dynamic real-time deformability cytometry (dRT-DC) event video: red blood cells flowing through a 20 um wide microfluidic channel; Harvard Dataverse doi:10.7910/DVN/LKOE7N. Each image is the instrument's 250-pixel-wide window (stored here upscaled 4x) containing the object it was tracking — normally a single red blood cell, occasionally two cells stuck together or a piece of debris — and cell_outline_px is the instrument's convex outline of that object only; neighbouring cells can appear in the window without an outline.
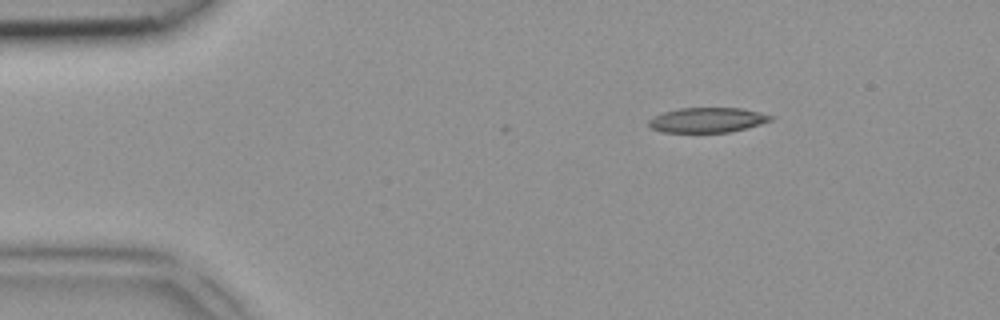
{"species": "common noctule bat (a hibernating species)", "species_latin": "Nyctalus noctula", "temperature_condition": "room temperature", "stored_images_in_passage": 2, "camera_frame_rate_fps": 3000, "um_per_image_px": 0.085, "animal": {"sex": "female", "body_mass_g": 18.4}, "frame": {"image": 1, "passage_image": 1, "time_ms": 0.0, "image_size_px": [1000, 320], "cell_outline_px": [[772, 120], [748, 128], [728, 132], [664, 132], [652, 128], [648, 124], [648, 120], [652, 116], [664, 112], [680, 108], [740, 108], [760, 112], [772, 116]], "centroid_in_image_um": [60.11, 10.2], "position_along_channel_um": 24.9, "area_um2": 17.63}}